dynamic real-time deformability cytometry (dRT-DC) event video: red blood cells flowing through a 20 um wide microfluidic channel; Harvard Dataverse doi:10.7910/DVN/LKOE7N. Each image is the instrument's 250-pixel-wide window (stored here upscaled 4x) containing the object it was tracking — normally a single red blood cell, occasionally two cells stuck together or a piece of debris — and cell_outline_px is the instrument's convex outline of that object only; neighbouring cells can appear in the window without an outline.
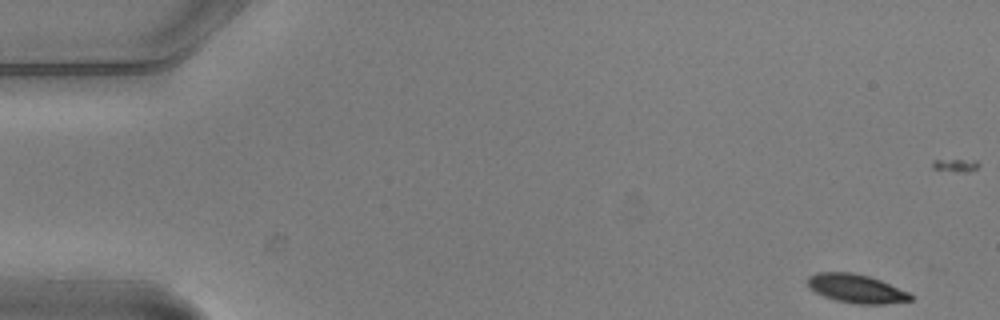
{"species": "common noctule bat (a hibernating species)", "species_latin": "Nyctalus noctula", "temperature_condition": "warm", "stored_images_in_passage": 7, "camera_frame_rate_fps": 3000, "um_per_image_px": 0.085, "animal": {"sex": "male", "body_mass_g": 20.5, "forearm_length_mm": 52.5}, "frame": {"image": 1, "passage_image": 1, "time_ms": 0.0, "image_size_px": [1000, 320], "cell_outline_px": [[912, 300], [884, 304], [856, 304], [836, 300], [824, 296], [816, 292], [808, 284], [808, 276], [816, 272], [852, 272], [868, 276], [880, 280], [908, 292], [912, 296]], "centroid_in_image_um": [72.78, 24.52], "position_along_channel_um": 12.2, "area_um2": 16.99}}
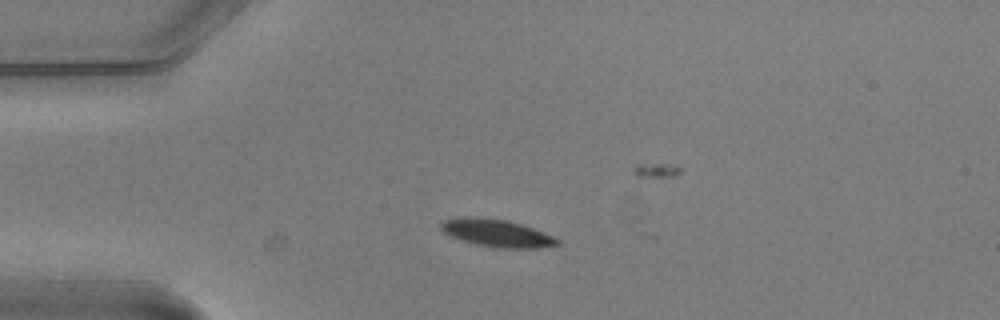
{"frame": {"image": 2, "passage_image": 4, "time_ms": 1.0, "image_size_px": [1000, 320], "cell_outline_px": [[560, 244], [540, 248], [496, 248], [476, 244], [452, 236], [444, 232], [440, 228], [440, 224], [444, 220], [508, 220], [532, 228], [552, 236], [560, 240]], "centroid_in_image_um": [42.35, 19.88], "position_along_channel_um": 42.7, "area_um2": 17.46}}